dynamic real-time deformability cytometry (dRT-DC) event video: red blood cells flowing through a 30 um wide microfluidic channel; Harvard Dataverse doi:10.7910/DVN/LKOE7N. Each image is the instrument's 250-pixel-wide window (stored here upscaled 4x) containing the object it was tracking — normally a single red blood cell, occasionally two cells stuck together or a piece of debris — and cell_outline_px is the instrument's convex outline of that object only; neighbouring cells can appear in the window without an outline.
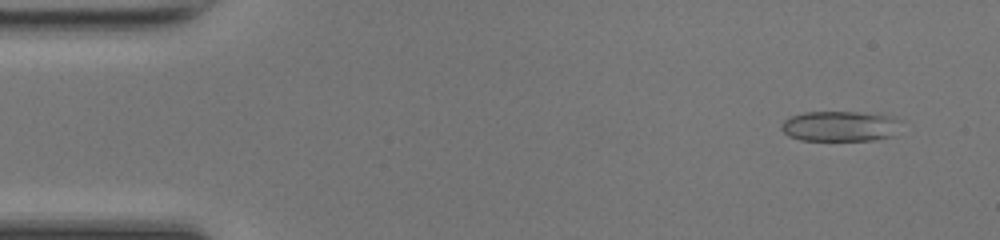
{"species": "common noctule bat (a hibernating species)", "species_latin": "Nyctalus noctula", "temperature_condition": "room temperature", "stored_images_in_passage": 48, "camera_frame_rate_fps": 3000, "um_per_image_px": 0.085, "animal": {"sex": "female", "body_mass_g": 17.0, "forearm_length_mm": 48.0}, "frame": {"image": 1, "passage_image": 4, "time_ms": 1.0, "image_size_px": [1000, 240], "cell_outline_px": [[900, 120], [892, 136], [876, 140], [800, 140], [788, 136], [780, 128], [780, 124], [788, 116], [804, 112], [856, 112], [892, 116]], "centroid_in_image_um": [71.32, 10.72], "position_along_channel_um": 13.7, "area_um2": 21.15}}
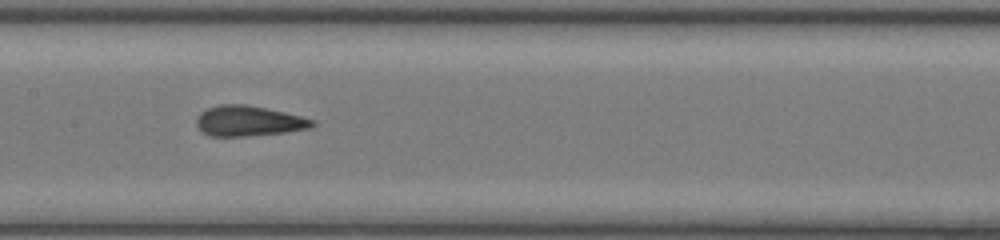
{"frame": {"image": 2, "passage_image": 24, "time_ms": 7.667, "image_size_px": [1000, 240], "cell_outline_px": [[316, 124], [312, 128], [284, 132], [248, 136], [208, 136], [200, 132], [196, 124], [196, 116], [200, 112], [208, 108], [220, 104], [244, 104], [284, 112], [316, 120]], "centroid_in_image_um": [21.1, 10.29], "position_along_channel_um": 186.3, "area_um2": 20.63}}
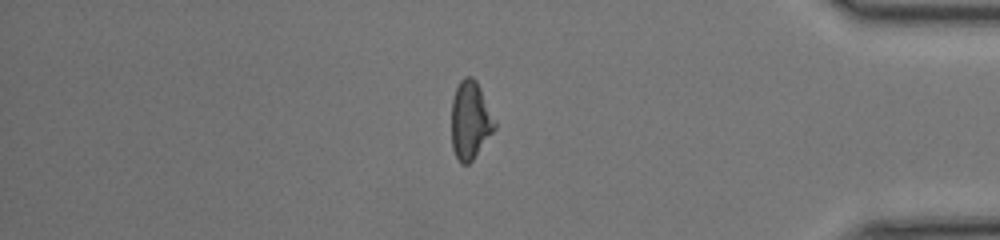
{"frame": {"image": 3, "passage_image": 41, "time_ms": 13.333, "image_size_px": [1000, 240], "cell_outline_px": [[496, 128], [472, 160], [468, 164], [460, 164], [452, 148], [452, 100], [456, 88], [460, 80], [464, 76], [472, 76], [476, 80], [496, 120]], "centroid_in_image_um": [39.97, 10.21], "position_along_channel_um": 395.2, "area_um2": 19.65}}